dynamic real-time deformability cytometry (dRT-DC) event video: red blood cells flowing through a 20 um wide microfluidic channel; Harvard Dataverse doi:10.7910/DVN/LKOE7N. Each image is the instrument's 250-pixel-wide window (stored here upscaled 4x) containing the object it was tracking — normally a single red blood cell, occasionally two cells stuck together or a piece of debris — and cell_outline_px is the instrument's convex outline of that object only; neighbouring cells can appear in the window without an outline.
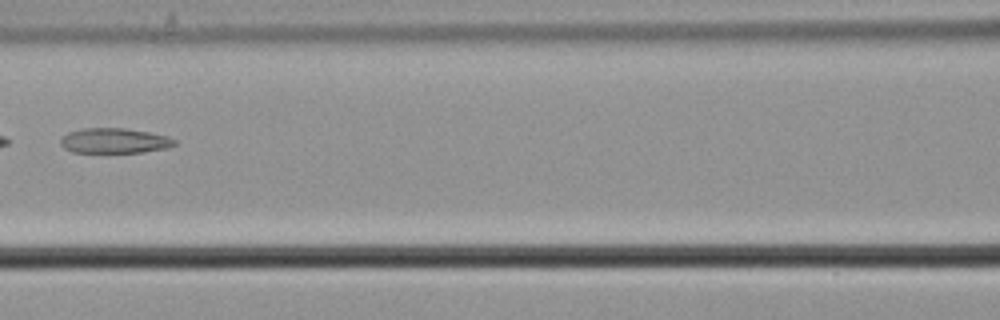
{"species": "common noctule bat (a hibernating species)", "species_latin": "Nyctalus noctula", "temperature_condition": "cold", "stored_images_in_passage": 6, "camera_frame_rate_fps": 3000, "um_per_image_px": 0.085, "animal": {"sex": "male", "body_mass_g": 21.5, "forearm_length_mm": 52.0}, "frame": {"image": 1, "passage_image": 6, "time_ms": 1.667, "image_size_px": [1000, 320], "cell_outline_px": [[176, 144], [168, 148], [144, 152], [72, 152], [64, 148], [60, 144], [60, 136], [68, 132], [84, 128], [124, 128], [148, 132], [168, 136], [176, 140]], "centroid_in_image_um": [9.71, 11.96], "position_along_channel_um": 156.9, "area_um2": 16.76}}